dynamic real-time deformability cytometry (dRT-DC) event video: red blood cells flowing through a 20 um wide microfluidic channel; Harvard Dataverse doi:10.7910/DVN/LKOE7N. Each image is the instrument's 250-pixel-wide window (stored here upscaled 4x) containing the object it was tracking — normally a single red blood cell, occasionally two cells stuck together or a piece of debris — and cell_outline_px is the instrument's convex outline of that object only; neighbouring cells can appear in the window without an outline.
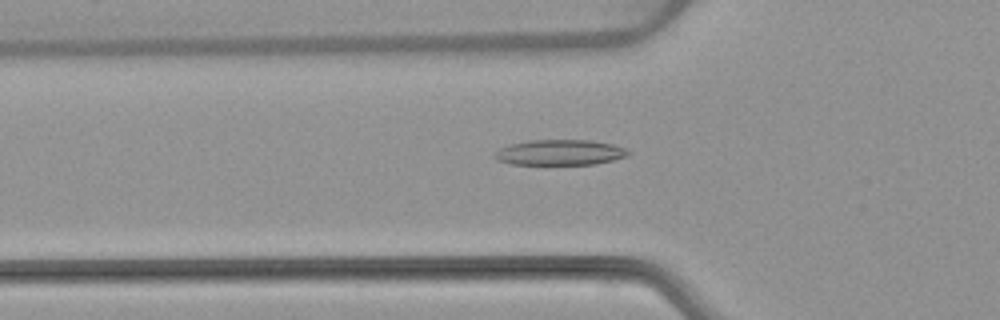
{"species": "common noctule bat (a hibernating species)", "species_latin": "Nyctalus noctula", "temperature_condition": "warm", "stored_images_in_passage": 53, "camera_frame_rate_fps": 3000, "um_per_image_px": 0.085, "animal": {"sex": "female", "body_mass_g": 22.7, "forearm_length_mm": 54.2}, "frame": {"image": 1, "passage_image": 18, "time_ms": 5.667, "image_size_px": [1000, 320], "cell_outline_px": [[632, 152], [628, 156], [596, 164], [512, 164], [496, 160], [492, 156], [500, 148], [508, 144], [528, 140], [592, 140], [612, 144], [624, 148]], "centroid_in_image_um": [47.58, 12.95], "position_along_channel_um": 78.2, "area_um2": 19.94}}
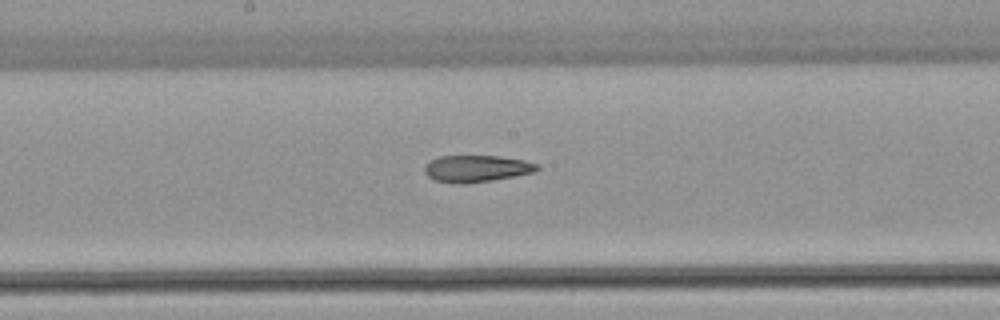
{"frame": {"image": 2, "passage_image": 28, "time_ms": 9.0, "image_size_px": [1000, 320], "cell_outline_px": [[540, 168], [532, 172], [492, 180], [468, 184], [452, 184], [436, 180], [428, 176], [424, 172], [424, 164], [440, 156], [496, 156], [524, 160], [540, 164]], "centroid_in_image_um": [40.47, 14.34], "position_along_channel_um": 207.7, "area_um2": 17.57}}
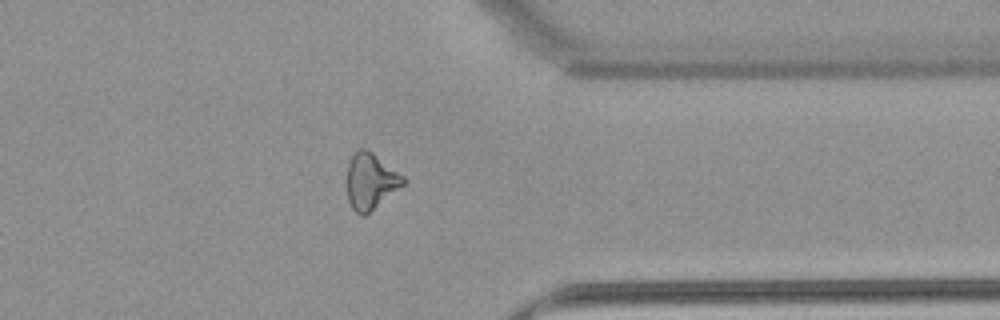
{"frame": {"image": 3, "passage_image": 42, "time_ms": 13.667, "image_size_px": [1000, 320], "cell_outline_px": [[404, 184], [364, 216], [360, 216], [352, 208], [348, 200], [348, 164], [352, 156], [360, 148], [364, 148], [372, 152], [404, 176]], "centroid_in_image_um": [31.49, 15.41], "position_along_channel_um": 379.9, "area_um2": 17.92}, "authors_computed_cell_mechanics": {"area_um2": 19.1896, "velocity_mm_per_s": 3.8593, "shape_relaxation_time_tau1_ms": 11.3844, "shape_relaxation_time_tau2_ms": 5.6335, "deformation_change_tau1": 0.2637, "deformation_change_tau2": 0.1553}}